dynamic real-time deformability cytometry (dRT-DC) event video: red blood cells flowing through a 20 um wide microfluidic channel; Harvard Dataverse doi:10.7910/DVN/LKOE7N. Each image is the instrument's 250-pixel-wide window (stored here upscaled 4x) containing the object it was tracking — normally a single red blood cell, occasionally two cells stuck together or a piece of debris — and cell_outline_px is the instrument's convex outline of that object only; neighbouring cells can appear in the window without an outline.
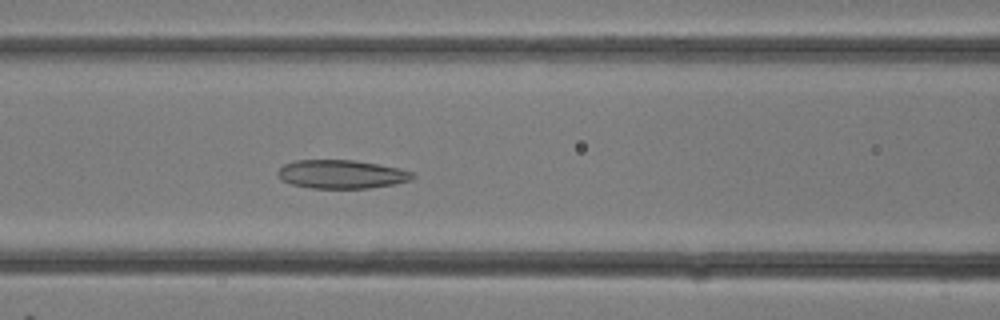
{"species": "common noctule bat (a hibernating species)", "species_latin": "Nyctalus noctula", "temperature_condition": "room temperature", "stored_images_in_passage": 10, "camera_frame_rate_fps": 3000, "um_per_image_px": 0.085, "animal": {"sex": "female"}, "frame": {"image": 1, "passage_image": 7, "time_ms": 2.0, "image_size_px": [1000, 320], "cell_outline_px": [[416, 176], [412, 180], [396, 184], [368, 188], [312, 188], [292, 184], [280, 180], [276, 172], [284, 164], [296, 160], [356, 160], [400, 168], [412, 172]], "centroid_in_image_um": [29.04, 14.81], "position_along_channel_um": 137.6, "area_um2": 22.6}}
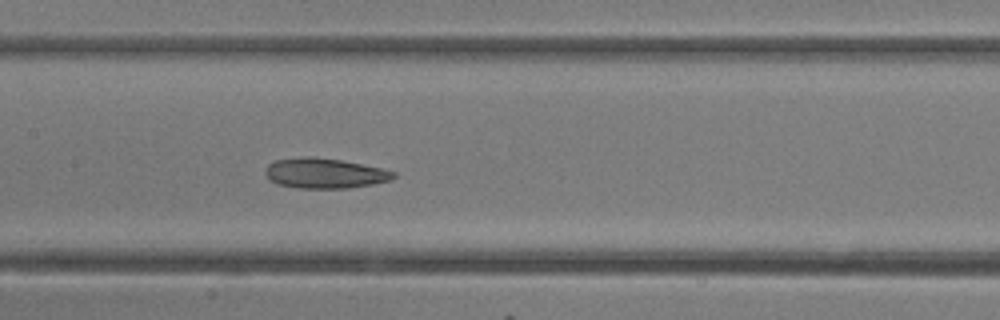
{"frame": {"image": 2, "passage_image": 9, "time_ms": 2.667, "image_size_px": [1000, 320], "cell_outline_px": [[396, 176], [392, 180], [372, 184], [348, 188], [296, 188], [276, 184], [268, 180], [264, 172], [268, 164], [276, 160], [304, 156], [308, 156], [340, 160], [380, 168], [396, 172]], "centroid_in_image_um": [27.56, 14.74], "position_along_channel_um": 179.8, "area_um2": 22.54}}